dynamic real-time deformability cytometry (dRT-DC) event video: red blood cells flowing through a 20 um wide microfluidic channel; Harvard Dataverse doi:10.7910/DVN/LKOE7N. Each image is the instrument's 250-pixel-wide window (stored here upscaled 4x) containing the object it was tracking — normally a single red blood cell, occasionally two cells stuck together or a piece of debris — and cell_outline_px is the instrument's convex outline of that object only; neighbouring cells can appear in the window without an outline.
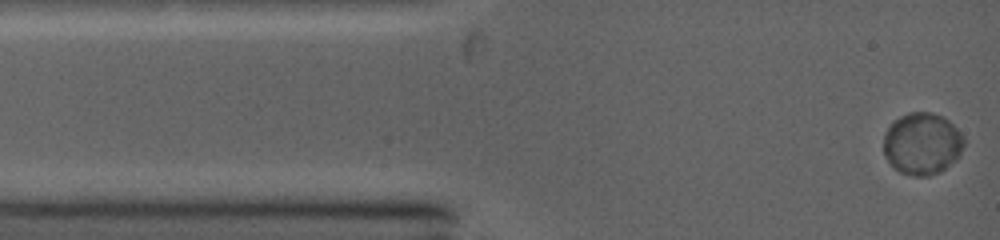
{"species": "common noctule bat (a hibernating species)", "species_latin": "Nyctalus noctula", "temperature_condition": "warm", "stored_images_in_passage": 60, "camera_frame_rate_fps": 5000, "um_per_image_px": 0.085, "animal": {"sex": "female", "body_mass_g": 19.0, "forearm_length_mm": 53.3}, "frame": {"image": 1, "passage_image": 1, "time_ms": 0.0, "image_size_px": [1000, 240], "cell_outline_px": [[964, 144], [960, 156], [940, 172], [928, 176], [912, 176], [900, 172], [884, 156], [884, 132], [900, 116], [908, 112], [932, 112], [944, 116], [964, 136]], "centroid_in_image_um": [78.4, 12.21], "position_along_channel_um": 6.6, "area_um2": 29.07}}
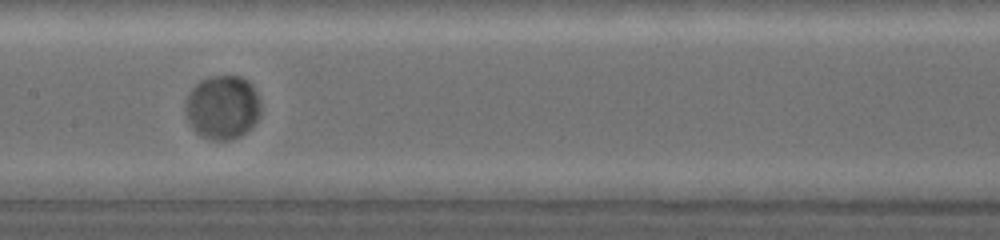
{"frame": {"image": 2, "passage_image": 23, "time_ms": 5.8, "image_size_px": [1000, 240], "cell_outline_px": [[260, 116], [240, 136], [228, 140], [212, 140], [200, 136], [192, 128], [184, 112], [184, 100], [188, 92], [200, 80], [212, 76], [240, 76], [256, 92], [260, 104]], "centroid_in_image_um": [18.84, 9.13], "position_along_channel_um": 188.6, "area_um2": 27.98}}
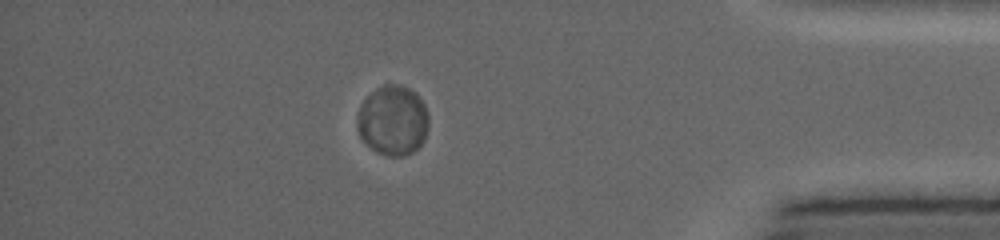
{"frame": {"image": 3, "passage_image": 47, "time_ms": 11.8, "image_size_px": [1000, 240], "cell_outline_px": [[428, 128], [424, 140], [412, 152], [404, 156], [388, 156], [376, 152], [360, 136], [356, 128], [356, 120], [360, 104], [376, 88], [384, 84], [400, 84], [416, 92], [424, 104], [428, 116]], "centroid_in_image_um": [33.38, 10.22], "position_along_channel_um": 401.8, "area_um2": 29.25}, "authors_computed_cell_mechanics": {"area_um2": 28.1486, "velocity_mm_per_s": 4.1311, "shape_relaxation_time_tau1_ms": 1.3454, "shape_relaxation_time_tau2_ms": null, "deformation_change_tau1": 0.0167, "deformation_change_tau2": null}}